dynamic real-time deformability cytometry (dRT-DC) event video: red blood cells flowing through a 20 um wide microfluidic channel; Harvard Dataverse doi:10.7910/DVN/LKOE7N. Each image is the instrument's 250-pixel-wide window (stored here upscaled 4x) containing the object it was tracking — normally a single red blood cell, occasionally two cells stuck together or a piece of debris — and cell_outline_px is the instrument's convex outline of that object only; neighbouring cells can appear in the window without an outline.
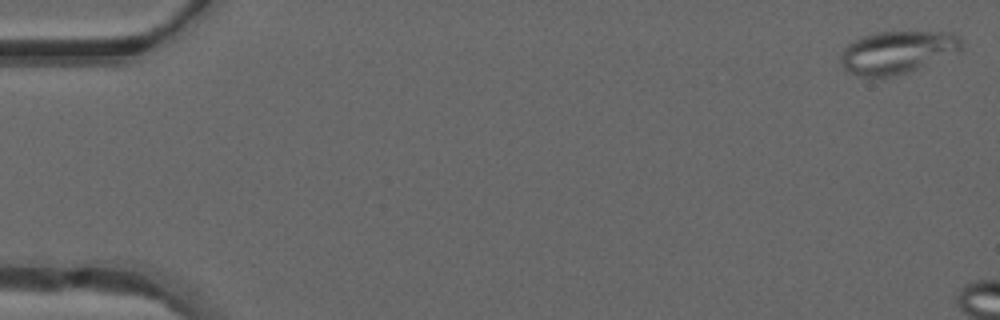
{"species": "common noctule bat (a hibernating species)", "species_latin": "Nyctalus noctula", "temperature_condition": "warm", "stored_images_in_passage": 7, "camera_frame_rate_fps": 3000, "um_per_image_px": 0.085, "animal": {"sex": "male", "forearm_length_mm": 52.5}, "frame": {"image": 1, "passage_image": 1, "time_ms": 0.0, "image_size_px": [1000, 320], "cell_outline_px": [[964, 48], [960, 52], [908, 72], [888, 76], [860, 76], [848, 72], [840, 64], [840, 56], [844, 48], [848, 44], [864, 36], [876, 32], [952, 32], [960, 36], [964, 44]], "centroid_in_image_um": [76.32, 4.43], "position_along_channel_um": 8.7, "area_um2": 30.06}}